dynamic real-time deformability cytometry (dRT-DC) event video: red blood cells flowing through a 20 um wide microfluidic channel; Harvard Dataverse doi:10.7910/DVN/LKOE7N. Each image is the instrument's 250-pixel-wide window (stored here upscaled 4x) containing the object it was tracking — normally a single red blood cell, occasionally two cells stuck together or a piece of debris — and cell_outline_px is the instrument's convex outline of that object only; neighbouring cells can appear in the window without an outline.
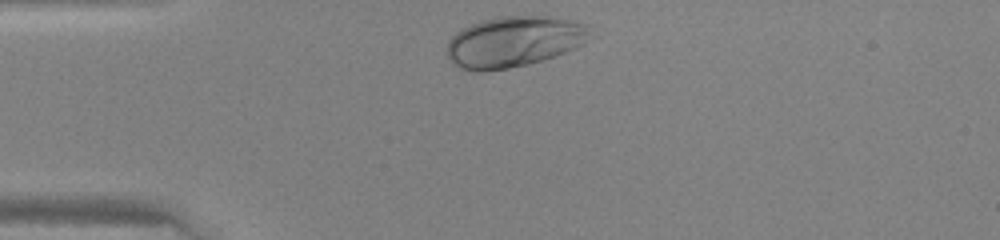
{"species": "human", "species_latin": "Homo sapiens", "temperature_condition": "warm", "stored_images_in_passage": 27, "camera_frame_rate_fps": 3000, "um_per_image_px": 0.085, "donor": {"sex": "female"}, "frame": {"image": 1, "passage_image": 1, "time_ms": 0.0, "image_size_px": [1000, 240], "cell_outline_px": [[592, 36], [584, 44], [576, 48], [544, 60], [528, 64], [508, 68], [484, 72], [476, 72], [460, 68], [452, 64], [448, 56], [448, 40], [460, 28], [480, 20], [496, 16], [548, 16], [572, 20], [588, 24], [592, 32]], "centroid_in_image_um": [43.7, 3.53], "position_along_channel_um": 41.3, "area_um2": 43.12}}
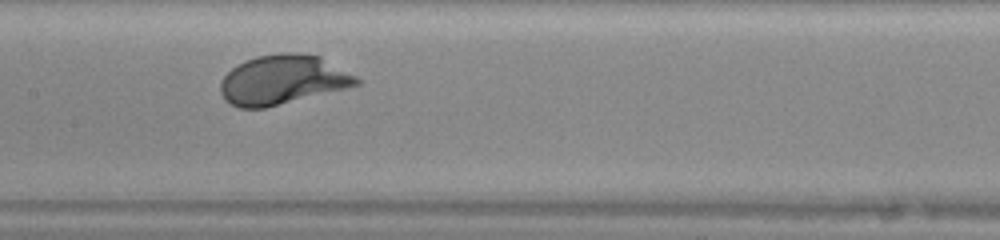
{"frame": {"image": 2, "passage_image": 13, "time_ms": 4.0, "image_size_px": [1000, 240], "cell_outline_px": [[360, 84], [264, 108], [240, 108], [224, 100], [220, 92], [220, 84], [224, 76], [236, 64], [256, 56], [280, 52], [296, 52], [320, 56], [356, 76], [360, 80]], "centroid_in_image_um": [23.99, 6.76], "position_along_channel_um": 183.4, "area_um2": 38.9}}
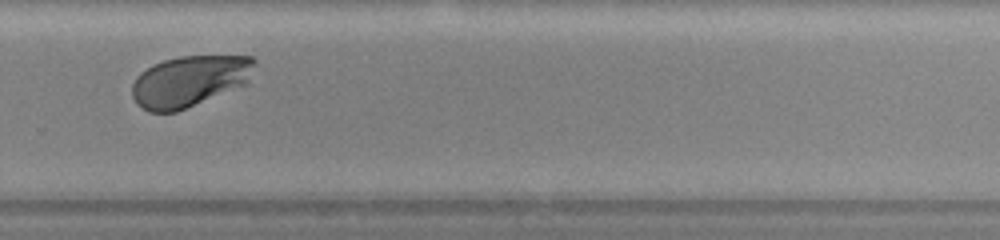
{"frame": {"image": 3, "passage_image": 22, "time_ms": 7.0, "image_size_px": [1000, 240], "cell_outline_px": [[256, 64], [248, 84], [176, 112], [148, 112], [136, 104], [132, 96], [132, 84], [136, 76], [140, 72], [152, 64], [164, 60], [180, 56], [252, 56], [256, 60]], "centroid_in_image_um": [16.11, 6.89], "position_along_channel_um": 313.7, "area_um2": 36.93}}